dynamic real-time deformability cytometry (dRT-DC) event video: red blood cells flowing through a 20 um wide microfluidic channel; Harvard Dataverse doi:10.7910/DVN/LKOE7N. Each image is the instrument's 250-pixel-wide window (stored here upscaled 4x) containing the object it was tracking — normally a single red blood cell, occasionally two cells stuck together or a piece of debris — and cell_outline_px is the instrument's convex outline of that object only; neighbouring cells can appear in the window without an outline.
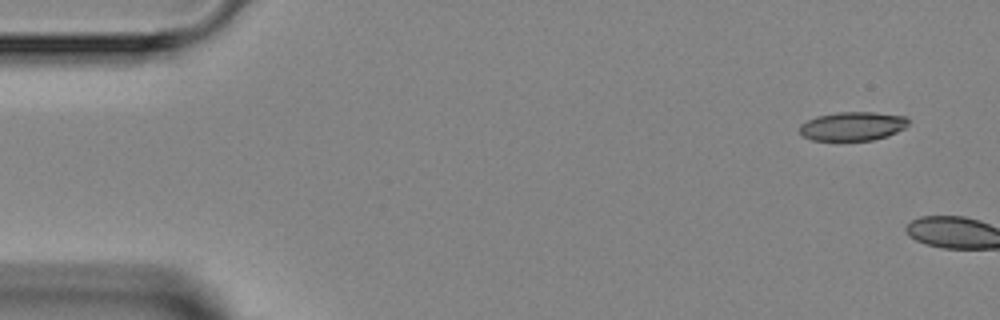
{"species": "Egyptian fruit bat (a non-hibernating species)", "species_latin": "Rousettus aegyptiacus", "temperature_condition": "room temperature", "stored_images_in_passage": 5, "camera_frame_rate_fps": 3000, "um_per_image_px": 0.085, "animal": {"sex": "female"}, "frame": {"image": 1, "passage_image": 1, "time_ms": 0.0, "image_size_px": [1000, 320], "cell_outline_px": [[908, 124], [904, 128], [888, 136], [872, 140], [812, 140], [804, 136], [800, 132], [800, 124], [816, 116], [836, 112], [876, 112], [908, 116]], "centroid_in_image_um": [72.5, 10.71], "position_along_channel_um": 12.5, "area_um2": 18.32}}
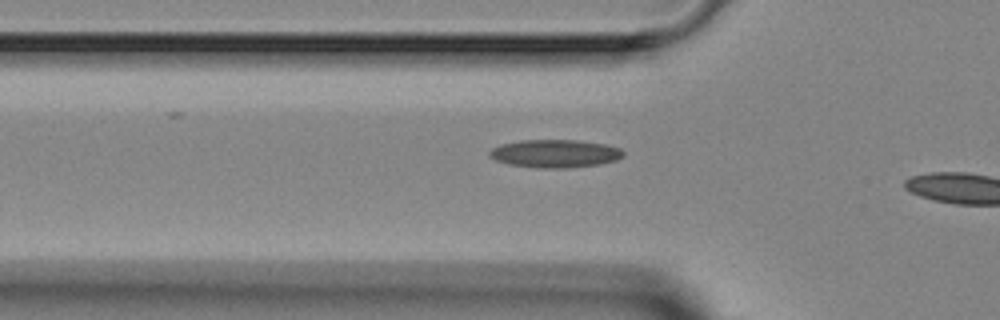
{"frame": {"image": 2, "passage_image": 4, "time_ms": 4.333, "image_size_px": [1000, 320], "cell_outline_px": [[624, 156], [616, 160], [600, 164], [568, 168], [536, 168], [508, 164], [496, 160], [488, 156], [488, 152], [492, 148], [500, 144], [520, 140], [576, 140], [608, 144], [620, 148], [624, 152]], "centroid_in_image_um": [47.17, 13.05], "position_along_channel_um": 78.6, "area_um2": 22.08}}